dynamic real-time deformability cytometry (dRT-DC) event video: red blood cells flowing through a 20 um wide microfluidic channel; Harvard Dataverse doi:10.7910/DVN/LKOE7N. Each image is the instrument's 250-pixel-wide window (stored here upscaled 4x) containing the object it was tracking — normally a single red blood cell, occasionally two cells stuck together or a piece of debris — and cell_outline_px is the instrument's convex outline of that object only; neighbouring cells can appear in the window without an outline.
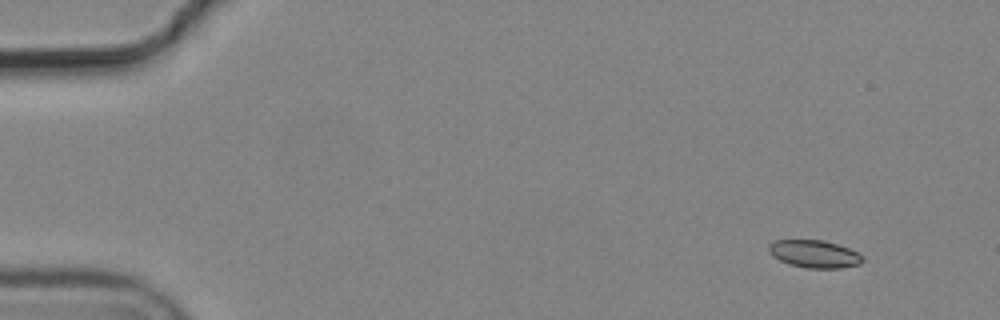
{"species": "common noctule bat (a hibernating species)", "species_latin": "Nyctalus noctula", "temperature_condition": "cold", "stored_images_in_passage": 9, "camera_frame_rate_fps": 3000, "um_per_image_px": 0.085, "animal": {"sex": "male", "body_mass_g": 19.2, "forearm_length_mm": 51.8}, "frame": {"image": 1, "passage_image": 1, "time_ms": 0.0, "image_size_px": [1000, 320], "cell_outline_px": [[864, 260], [860, 264], [840, 268], [808, 268], [788, 264], [772, 256], [768, 248], [776, 240], [824, 240], [848, 248], [864, 256]], "centroid_in_image_um": [69.25, 21.59], "position_along_channel_um": 15.8, "area_um2": 14.97}}
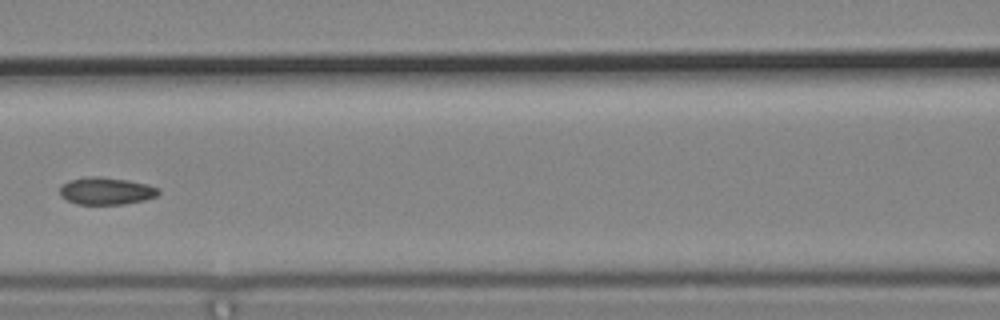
{"frame": {"image": 2, "passage_image": 7, "time_ms": 2.0, "image_size_px": [1000, 320], "cell_outline_px": [[160, 192], [156, 196], [144, 200], [124, 204], [76, 204], [60, 196], [60, 184], [68, 180], [88, 176], [100, 176], [128, 180], [160, 188]], "centroid_in_image_um": [8.99, 16.22], "position_along_channel_um": 157.6, "area_um2": 15.78}}
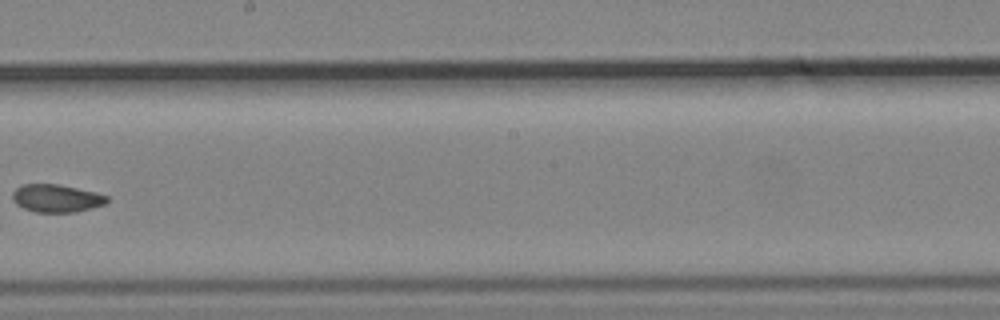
{"frame": {"image": 3, "passage_image": 9, "time_ms": 2.667, "image_size_px": [1000, 320], "cell_outline_px": [[108, 200], [104, 204], [92, 208], [76, 212], [36, 212], [24, 208], [16, 204], [12, 200], [12, 192], [16, 188], [24, 184], [56, 184], [96, 192], [108, 196]], "centroid_in_image_um": [4.78, 16.85], "position_along_channel_um": 243.4, "area_um2": 15.26}}